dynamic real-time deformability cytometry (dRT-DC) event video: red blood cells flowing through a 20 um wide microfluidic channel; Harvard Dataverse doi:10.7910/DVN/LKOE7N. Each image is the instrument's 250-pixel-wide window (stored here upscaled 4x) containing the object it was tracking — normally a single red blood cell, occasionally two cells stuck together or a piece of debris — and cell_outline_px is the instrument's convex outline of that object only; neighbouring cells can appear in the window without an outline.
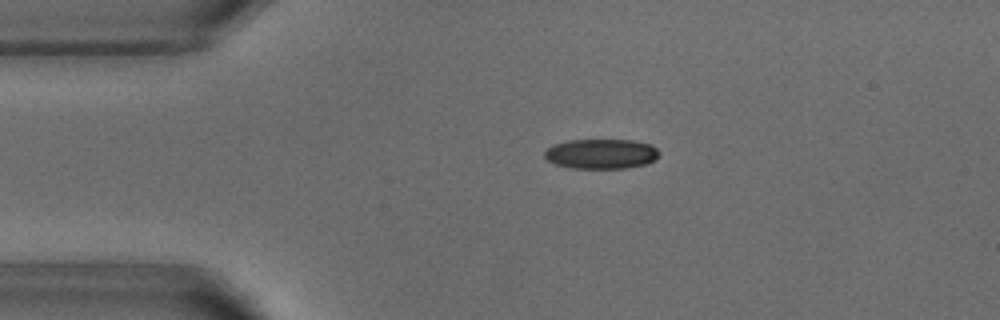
{"species": "common noctule bat (a hibernating species)", "species_latin": "Nyctalus noctula", "temperature_condition": "warm", "stored_images_in_passage": 47, "camera_frame_rate_fps": 3000, "um_per_image_px": 0.085, "animal": {"sex": "male", "body_mass_g": 18.8}, "frame": {"image": 1, "passage_image": 5, "time_ms": 1.333, "image_size_px": [1000, 320], "cell_outline_px": [[660, 156], [656, 160], [648, 164], [624, 168], [572, 168], [556, 164], [548, 160], [544, 156], [544, 152], [552, 144], [568, 140], [632, 140], [652, 144], [660, 152]], "centroid_in_image_um": [51.14, 13.07], "position_along_channel_um": 33.9, "area_um2": 20.17}}
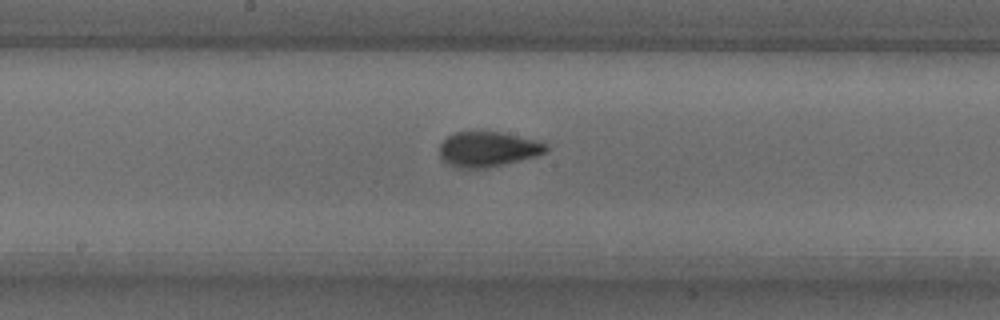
{"frame": {"image": 2, "passage_image": 21, "time_ms": 6.667, "image_size_px": [1000, 320], "cell_outline_px": [[548, 148], [544, 152], [536, 156], [504, 164], [484, 168], [456, 168], [440, 160], [440, 144], [448, 136], [456, 132], [500, 132], [540, 140], [548, 144]], "centroid_in_image_um": [41.47, 12.68], "position_along_channel_um": 206.7, "area_um2": 21.85}}
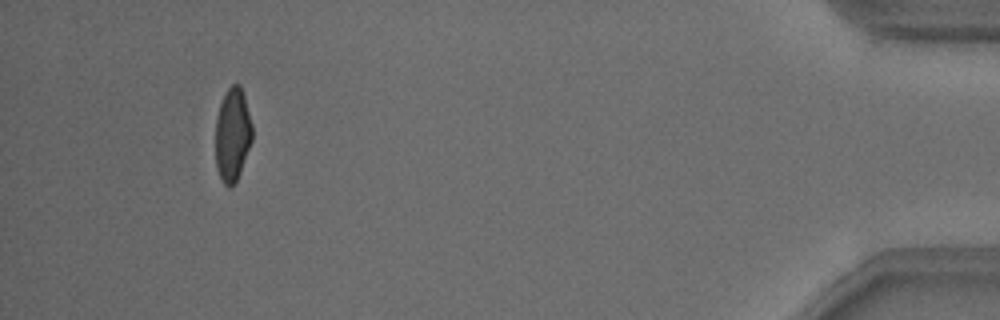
{"frame": {"image": 3, "passage_image": 43, "time_ms": 14.0, "image_size_px": [1000, 320], "cell_outline_px": [[252, 140], [240, 172], [236, 180], [228, 188], [224, 184], [216, 168], [216, 120], [220, 104], [228, 88], [232, 84], [240, 84], [244, 96], [252, 124]], "centroid_in_image_um": [19.76, 11.44], "position_along_channel_um": 415.4, "area_um2": 19.71}, "authors_computed_cell_mechanics": {"area_um2": 21.2704, "velocity_mm_per_s": 3.8429, "shape_relaxation_time_tau1_ms": 4.4877, "shape_relaxation_time_tau2_ms": 0.986, "deformation_change_tau1": 0.1478, "deformation_change_tau2": 0.0578}}